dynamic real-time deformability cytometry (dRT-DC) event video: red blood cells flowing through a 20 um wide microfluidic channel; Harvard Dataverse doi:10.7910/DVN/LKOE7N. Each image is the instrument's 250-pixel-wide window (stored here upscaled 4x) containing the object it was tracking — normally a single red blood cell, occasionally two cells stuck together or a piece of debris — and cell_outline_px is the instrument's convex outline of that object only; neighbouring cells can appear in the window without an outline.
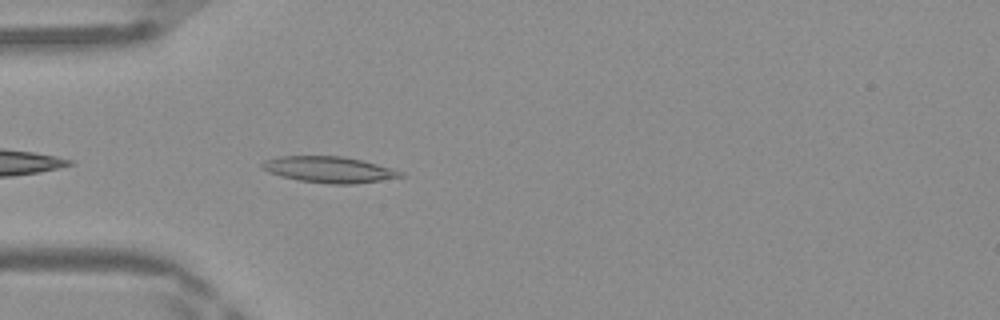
{"species": "Egyptian fruit bat (a non-hibernating species)", "species_latin": "Rousettus aegyptiacus", "temperature_condition": "warm", "stored_images_in_passage": 18, "camera_frame_rate_fps": 3000, "um_per_image_px": 0.085, "frame": {"image": 1, "passage_image": 3, "time_ms": 0.667, "image_size_px": [1000, 320], "cell_outline_px": [[404, 176], [356, 184], [328, 184], [300, 180], [280, 176], [268, 172], [260, 168], [260, 164], [264, 160], [280, 156], [344, 156], [376, 164], [404, 172]], "centroid_in_image_um": [27.92, 14.41], "position_along_channel_um": 57.1, "area_um2": 21.04}}
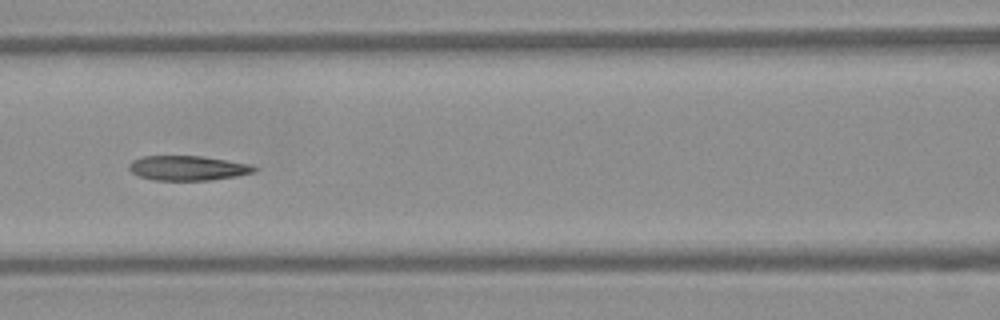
{"frame": {"image": 2, "passage_image": 10, "time_ms": 3.0, "image_size_px": [1000, 320], "cell_outline_px": [[260, 168], [256, 172], [236, 176], [212, 180], [152, 180], [140, 176], [132, 172], [128, 168], [128, 164], [132, 160], [140, 156], [200, 156], [248, 164]], "centroid_in_image_um": [15.94, 14.29], "position_along_channel_um": 150.7, "area_um2": 18.03}}
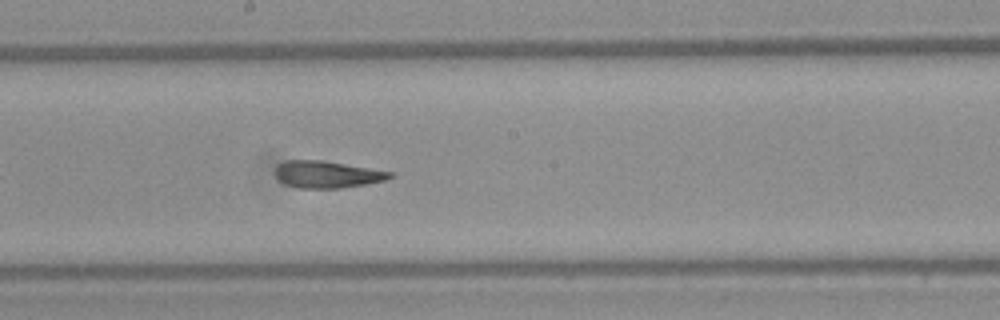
{"frame": {"image": 3, "passage_image": 15, "time_ms": 4.667, "image_size_px": [1000, 320], "cell_outline_px": [[392, 176], [384, 180], [368, 184], [340, 188], [300, 188], [284, 184], [276, 176], [276, 168], [284, 160], [324, 160], [392, 172]], "centroid_in_image_um": [27.79, 14.82], "position_along_channel_um": 220.4, "area_um2": 17.92}}